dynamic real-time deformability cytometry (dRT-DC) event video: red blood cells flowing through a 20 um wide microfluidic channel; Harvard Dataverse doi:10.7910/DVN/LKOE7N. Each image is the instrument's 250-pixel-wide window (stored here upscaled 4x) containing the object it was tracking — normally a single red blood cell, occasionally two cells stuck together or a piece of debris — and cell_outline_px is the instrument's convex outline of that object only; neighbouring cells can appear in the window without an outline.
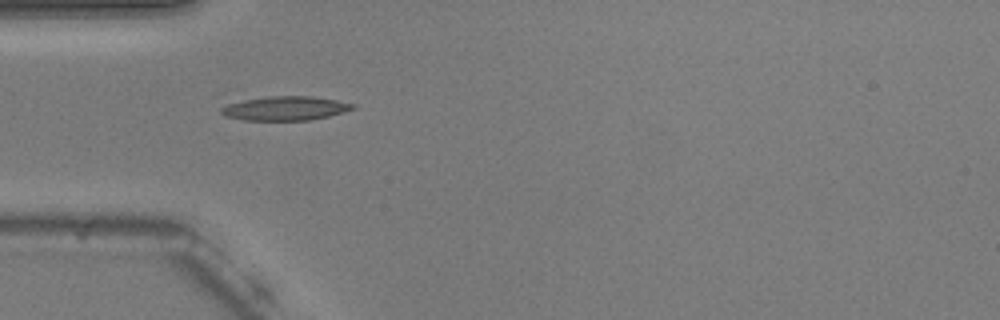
{"species": "common noctule bat (a hibernating species)", "species_latin": "Nyctalus noctula", "temperature_condition": "warm", "stored_images_in_passage": 31, "camera_frame_rate_fps": 3000, "um_per_image_px": 0.085, "animal": {"sex": "male", "body_mass_g": 20.5, "forearm_length_mm": 52.5}, "frame": {"image": 1, "passage_image": 1, "time_ms": 0.0, "image_size_px": [1000, 320], "cell_outline_px": [[356, 108], [344, 112], [312, 120], [244, 120], [224, 116], [220, 112], [220, 108], [228, 104], [244, 100], [268, 96], [312, 96], [336, 100], [356, 104]], "centroid_in_image_um": [24.27, 9.21], "position_along_channel_um": 60.7, "area_um2": 18.5}}
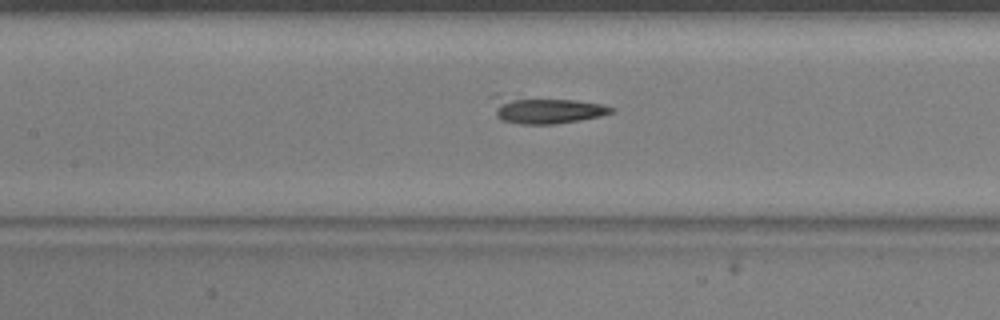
{"frame": {"image": 2, "passage_image": 9, "time_ms": 2.667, "image_size_px": [1000, 320], "cell_outline_px": [[616, 108], [612, 112], [600, 116], [580, 120], [556, 124], [520, 124], [504, 120], [496, 116], [488, 96], [496, 92], [576, 100], [604, 104]], "centroid_in_image_um": [46.24, 9.27], "position_along_channel_um": 161.2, "area_um2": 19.83}}
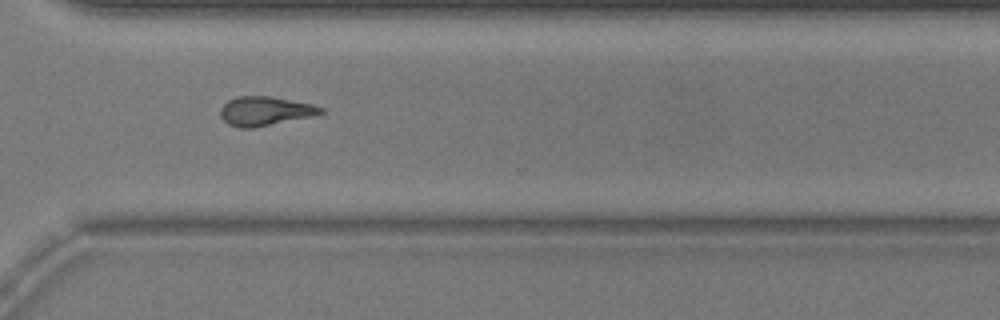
{"frame": {"image": 3, "passage_image": 24, "time_ms": 7.667, "image_size_px": [1000, 320], "cell_outline_px": [[324, 112], [312, 116], [252, 128], [240, 128], [228, 124], [220, 116], [220, 108], [228, 100], [236, 96], [272, 96], [312, 104], [324, 108]], "centroid_in_image_um": [22.51, 9.43], "position_along_channel_um": 348.1, "area_um2": 16.99}}